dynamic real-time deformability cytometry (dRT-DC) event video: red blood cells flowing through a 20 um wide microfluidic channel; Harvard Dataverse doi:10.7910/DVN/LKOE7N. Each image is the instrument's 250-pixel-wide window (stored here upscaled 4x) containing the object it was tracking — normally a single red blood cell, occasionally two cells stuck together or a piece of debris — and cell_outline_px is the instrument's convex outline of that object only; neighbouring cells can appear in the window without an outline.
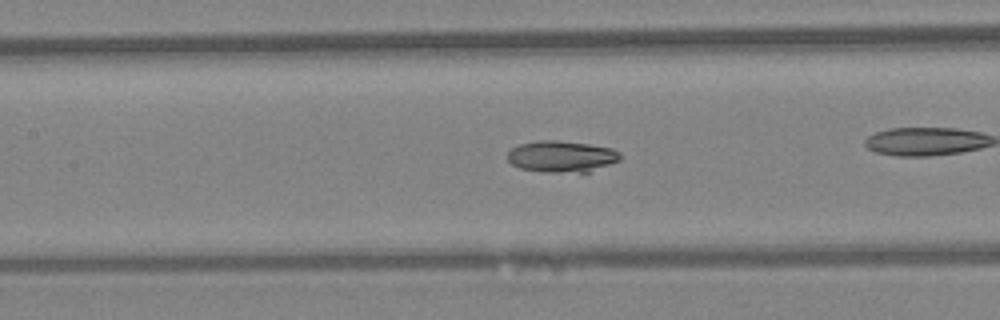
{"species": "Egyptian fruit bat (a non-hibernating species)", "species_latin": "Rousettus aegyptiacus", "temperature_condition": "warm", "stored_images_in_passage": 37, "camera_frame_rate_fps": 3000, "um_per_image_px": 0.085, "animal": {"sex": "female"}, "frame": {"image": 1, "passage_image": 22, "time_ms": 7.0, "image_size_px": [1000, 320], "cell_outline_px": [[620, 160], [588, 172], [544, 172], [520, 168], [512, 164], [508, 160], [508, 152], [512, 148], [520, 144], [536, 140], [556, 140], [588, 144], [612, 148], [620, 152]], "centroid_in_image_um": [47.73, 13.29], "position_along_channel_um": 159.7, "area_um2": 20.58}}